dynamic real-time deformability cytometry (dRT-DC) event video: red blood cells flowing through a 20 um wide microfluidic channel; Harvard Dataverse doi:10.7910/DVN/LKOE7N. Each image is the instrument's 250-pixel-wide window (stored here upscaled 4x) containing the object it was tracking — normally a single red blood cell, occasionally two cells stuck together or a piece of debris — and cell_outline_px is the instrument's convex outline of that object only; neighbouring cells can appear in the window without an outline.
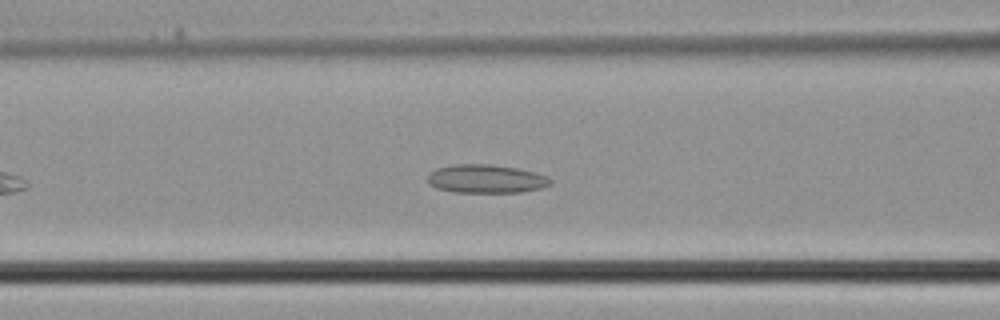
{"species": "common noctule bat (a hibernating species)", "species_latin": "Nyctalus noctula", "temperature_condition": "cold", "stored_images_in_passage": 30, "camera_frame_rate_fps": 3000, "um_per_image_px": 0.085, "animal": {"sex": "male", "body_mass_g": 21.5, "forearm_length_mm": 52.0}, "frame": {"image": 1, "passage_image": 8, "time_ms": 2.333, "image_size_px": [1000, 320], "cell_outline_px": [[552, 184], [540, 188], [520, 192], [452, 192], [436, 188], [428, 184], [428, 172], [436, 168], [456, 164], [492, 164], [516, 168], [548, 176], [552, 180]], "centroid_in_image_um": [41.28, 15.2], "position_along_channel_um": 125.3, "area_um2": 20.46}}
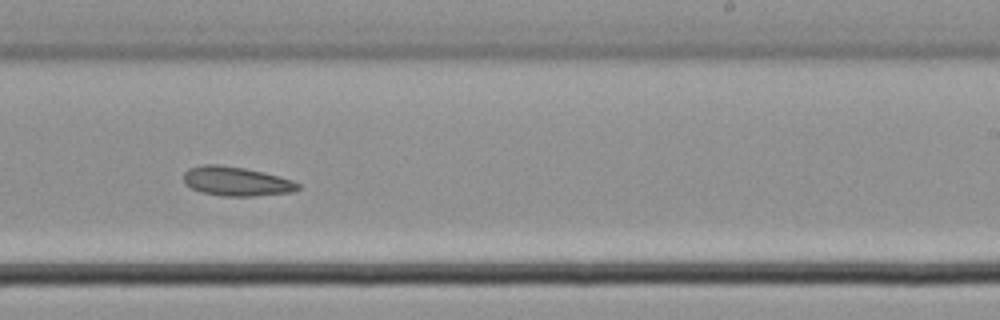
{"frame": {"image": 2, "passage_image": 16, "time_ms": 5.0, "image_size_px": [1000, 320], "cell_outline_px": [[300, 188], [292, 192], [252, 196], [224, 196], [200, 192], [184, 184], [184, 172], [188, 168], [204, 164], [216, 164], [244, 168], [264, 172], [292, 180], [300, 184]], "centroid_in_image_um": [20.07, 15.41], "position_along_channel_um": 268.9, "area_um2": 19.48}}
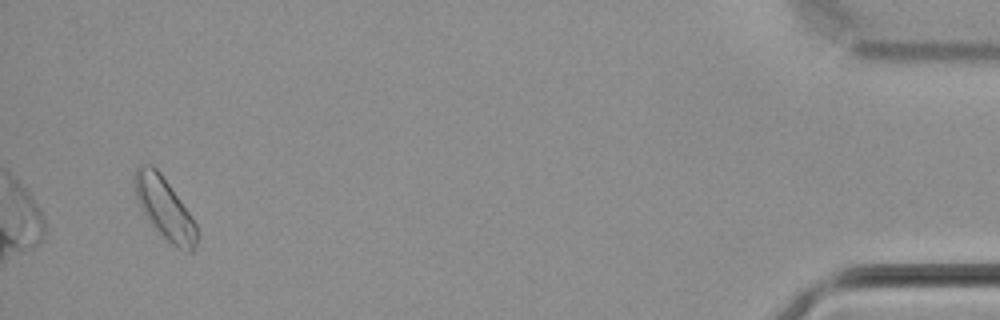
{"frame": {"image": 3, "passage_image": 29, "time_ms": 9.333, "image_size_px": [1000, 320], "cell_outline_px": [[196, 244], [192, 252], [188, 252], [172, 244], [156, 228], [144, 212], [136, 196], [132, 180], [132, 176], [136, 168], [140, 164], [152, 164], [160, 172], [180, 200], [196, 224]], "centroid_in_image_um": [13.95, 17.63], "position_along_channel_um": 421.2, "area_um2": 21.62}}